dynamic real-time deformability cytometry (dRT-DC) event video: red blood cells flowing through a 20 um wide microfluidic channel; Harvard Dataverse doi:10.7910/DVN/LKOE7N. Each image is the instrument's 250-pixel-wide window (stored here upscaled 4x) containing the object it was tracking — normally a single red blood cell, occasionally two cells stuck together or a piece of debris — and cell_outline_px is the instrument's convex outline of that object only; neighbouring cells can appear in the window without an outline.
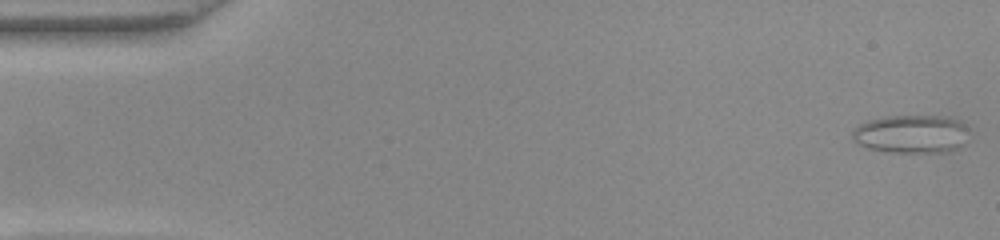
{"species": "common noctule bat (a hibernating species)", "species_latin": "Nyctalus noctula", "temperature_condition": "warm", "stored_images_in_passage": 49, "camera_frame_rate_fps": 3000, "um_per_image_px": 0.085, "animal": {"sex": "female", "body_mass_g": 22.0, "forearm_length_mm": 56.7}, "frame": {"image": 1, "passage_image": 1, "time_ms": 0.0, "image_size_px": [1000, 240], "cell_outline_px": [[964, 128], [956, 148], [948, 152], [884, 152], [868, 148], [852, 140], [852, 132], [860, 124], [868, 120], [888, 116], [948, 116], [956, 120]], "centroid_in_image_um": [77.31, 11.39], "position_along_channel_um": 7.7, "area_um2": 25.14}}
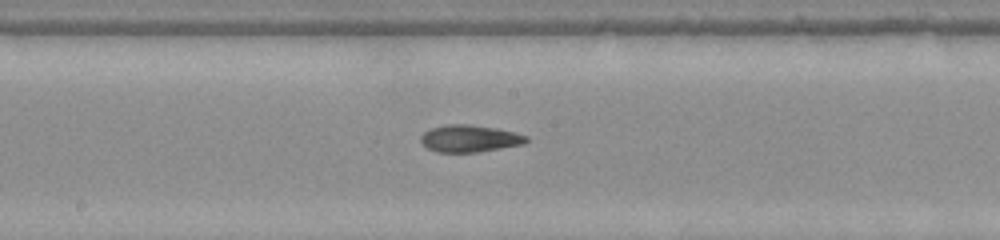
{"frame": {"image": 2, "passage_image": 27, "time_ms": 8.667, "image_size_px": [1000, 240], "cell_outline_px": [[528, 140], [524, 144], [480, 152], [436, 152], [428, 148], [420, 140], [420, 136], [424, 132], [432, 128], [444, 124], [468, 124], [496, 128], [528, 136]], "centroid_in_image_um": [39.91, 11.77], "position_along_channel_um": 208.3, "area_um2": 16.65}}
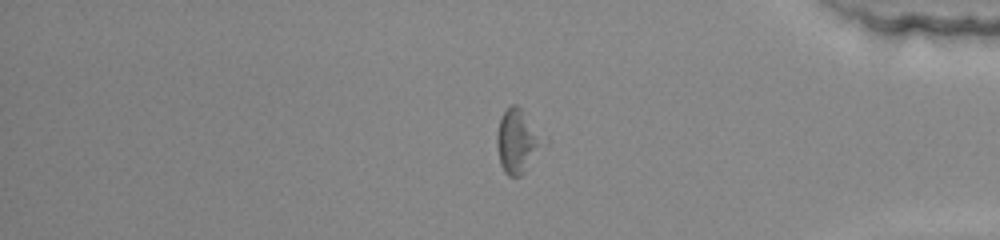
{"frame": {"image": 3, "passage_image": 43, "time_ms": 14.0, "image_size_px": [1000, 240], "cell_outline_px": [[540, 144], [524, 172], [520, 176], [508, 176], [504, 172], [500, 164], [496, 144], [496, 132], [500, 120], [504, 112], [512, 104], [516, 104], [520, 108], [540, 140]], "centroid_in_image_um": [43.83, 12.04], "position_along_channel_um": 391.4, "area_um2": 15.66}, "authors_computed_cell_mechanics": {"area_um2": 16.9932, "velocity_mm_per_s": 3.9047, "shape_relaxation_time_tau1_ms": null, "shape_relaxation_time_tau2_ms": 7.1702, "deformation_change_tau1": null, "deformation_change_tau2": 0.1582}}